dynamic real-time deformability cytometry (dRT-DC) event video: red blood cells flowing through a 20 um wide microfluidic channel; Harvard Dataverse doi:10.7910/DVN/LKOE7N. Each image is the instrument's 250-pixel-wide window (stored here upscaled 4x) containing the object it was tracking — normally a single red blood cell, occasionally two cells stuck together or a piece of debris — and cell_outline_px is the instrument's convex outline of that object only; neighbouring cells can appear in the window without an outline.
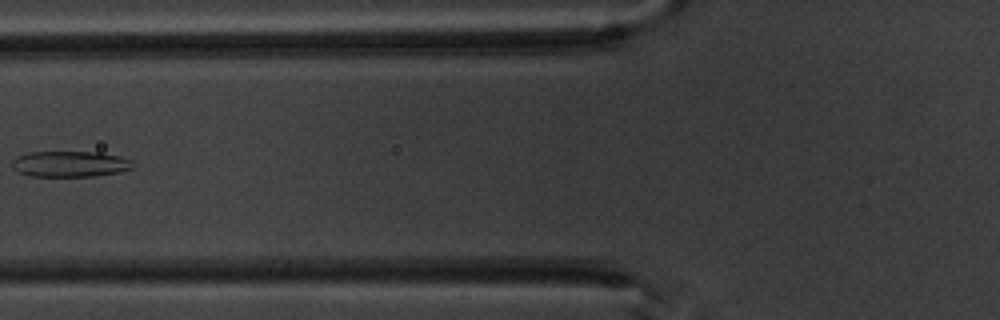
{"species": "common noctule bat (a hibernating species)", "species_latin": "Nyctalus noctula", "temperature_condition": "warm", "stored_images_in_passage": 3, "camera_frame_rate_fps": 3000, "um_per_image_px": 0.085, "animal": {"sex": "male", "body_mass_g": 20.1, "forearm_length_mm": 53.5}, "frame": {"image": 1, "passage_image": 2, "time_ms": 1.333, "image_size_px": [1000, 320], "cell_outline_px": [[132, 168], [120, 172], [92, 176], [28, 176], [12, 168], [12, 160], [16, 156], [28, 152], [100, 152], [120, 156], [132, 160]], "centroid_in_image_um": [5.93, 13.93], "position_along_channel_um": 119.9, "area_um2": 18.26}}